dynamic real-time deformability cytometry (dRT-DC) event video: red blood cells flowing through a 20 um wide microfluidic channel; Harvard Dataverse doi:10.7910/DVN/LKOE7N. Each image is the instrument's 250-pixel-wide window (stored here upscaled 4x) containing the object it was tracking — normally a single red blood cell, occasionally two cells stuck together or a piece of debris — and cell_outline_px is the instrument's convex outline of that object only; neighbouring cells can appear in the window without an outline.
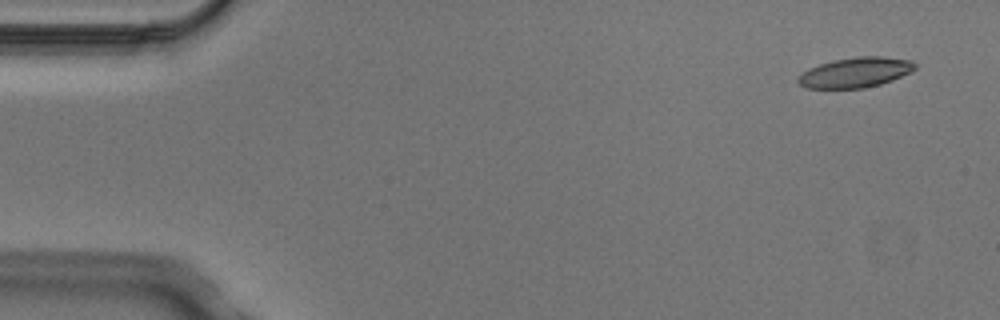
{"species": "Egyptian fruit bat (a non-hibernating species)", "species_latin": "Rousettus aegyptiacus", "temperature_condition": "cold", "stored_images_in_passage": 5, "camera_frame_rate_fps": 3000, "um_per_image_px": 0.085, "animal": {"sex": "male"}, "frame": {"image": 1, "passage_image": 1, "time_ms": 0.0, "image_size_px": [1000, 320], "cell_outline_px": [[916, 68], [892, 80], [880, 84], [864, 88], [808, 88], [800, 84], [796, 80], [808, 68], [832, 60], [856, 56], [884, 56], [912, 60], [916, 64]], "centroid_in_image_um": [72.72, 6.14], "position_along_channel_um": 12.3, "area_um2": 20.4}}